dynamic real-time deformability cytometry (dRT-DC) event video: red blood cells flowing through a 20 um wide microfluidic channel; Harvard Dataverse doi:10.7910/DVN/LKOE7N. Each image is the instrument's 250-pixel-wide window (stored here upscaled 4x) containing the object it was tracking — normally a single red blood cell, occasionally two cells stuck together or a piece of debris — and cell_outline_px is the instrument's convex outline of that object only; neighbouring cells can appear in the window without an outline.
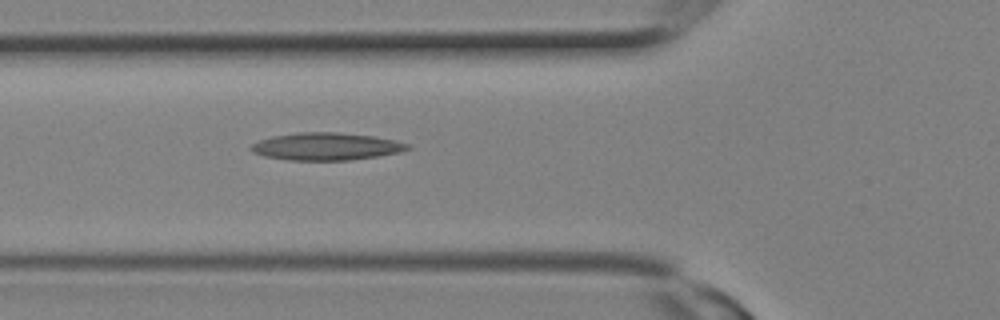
{"species": "Egyptian fruit bat (a non-hibernating species)", "species_latin": "Rousettus aegyptiacus", "temperature_condition": "room temperature", "stored_images_in_passage": 9, "camera_frame_rate_fps": 3000, "um_per_image_px": 0.085, "animal": {"sex": "female"}, "frame": {"image": 1, "passage_image": 9, "time_ms": 2.667, "image_size_px": [1000, 320], "cell_outline_px": [[412, 148], [400, 152], [376, 156], [348, 160], [288, 160], [264, 156], [252, 152], [248, 148], [252, 144], [260, 140], [272, 136], [296, 132], [336, 132], [372, 136], [412, 144]], "centroid_in_image_um": [27.7, 12.44], "position_along_channel_um": 98.1, "area_um2": 25.03}}